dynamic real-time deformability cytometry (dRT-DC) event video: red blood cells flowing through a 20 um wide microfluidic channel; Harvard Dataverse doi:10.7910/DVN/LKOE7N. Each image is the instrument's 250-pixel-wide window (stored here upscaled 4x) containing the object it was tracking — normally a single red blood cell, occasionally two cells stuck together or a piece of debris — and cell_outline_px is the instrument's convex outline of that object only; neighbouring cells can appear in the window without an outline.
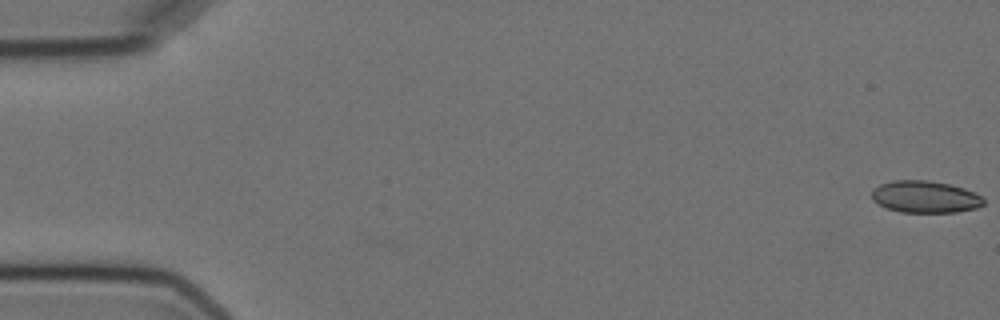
{"species": "Egyptian fruit bat (a non-hibernating species)", "species_latin": "Rousettus aegyptiacus", "temperature_condition": "cold", "stored_images_in_passage": 2, "camera_frame_rate_fps": 3000, "um_per_image_px": 0.085, "animal": {"sex": "female"}, "frame": {"image": 1, "passage_image": 2, "time_ms": 1.0, "image_size_px": [1000, 320], "cell_outline_px": [[984, 204], [976, 208], [956, 212], [900, 212], [888, 208], [872, 200], [872, 188], [880, 184], [892, 180], [928, 180], [948, 184], [964, 188], [980, 196], [984, 200]], "centroid_in_image_um": [78.61, 16.72], "position_along_channel_um": 6.4, "area_um2": 20.75}}